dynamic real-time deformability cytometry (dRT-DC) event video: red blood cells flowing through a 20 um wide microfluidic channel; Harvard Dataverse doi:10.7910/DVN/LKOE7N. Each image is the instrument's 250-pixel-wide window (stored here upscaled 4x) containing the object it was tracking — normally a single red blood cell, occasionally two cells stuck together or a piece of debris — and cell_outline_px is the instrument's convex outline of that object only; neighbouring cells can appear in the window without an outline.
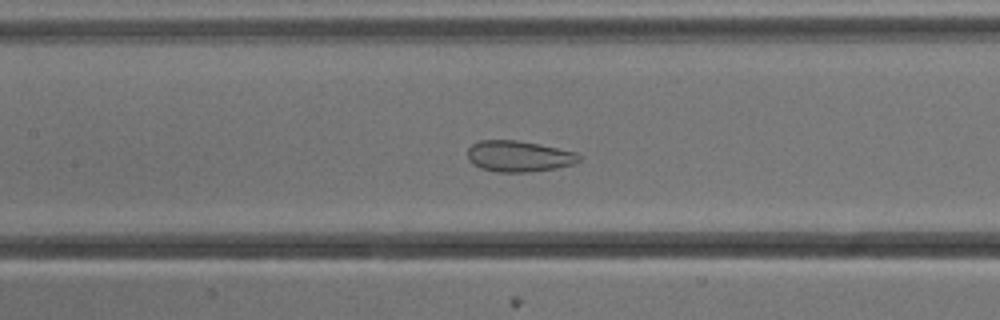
{"species": "common noctule bat (a hibernating species)", "species_latin": "Nyctalus noctula", "temperature_condition": "cold", "stored_images_in_passage": 53, "camera_frame_rate_fps": 3000, "um_per_image_px": 0.085, "animal": {"sex": "male", "body_mass_g": 13.3}, "frame": {"image": 1, "passage_image": 24, "time_ms": 7.667, "image_size_px": [1000, 320], "cell_outline_px": [[580, 160], [572, 164], [556, 168], [528, 172], [496, 172], [480, 168], [472, 164], [468, 160], [468, 148], [472, 144], [480, 140], [516, 140], [576, 152], [580, 156]], "centroid_in_image_um": [44.05, 13.29], "position_along_channel_um": 163.4, "area_um2": 20.06}}
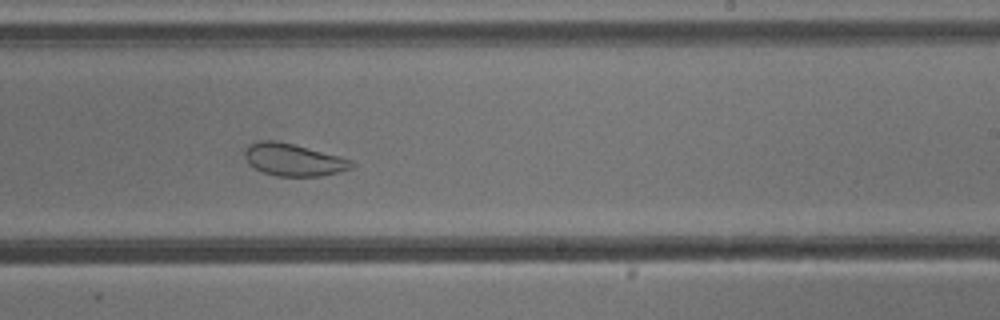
{"frame": {"image": 2, "passage_image": 32, "time_ms": 10.333, "image_size_px": [1000, 320], "cell_outline_px": [[356, 164], [352, 168], [324, 176], [276, 176], [264, 172], [248, 164], [244, 156], [244, 152], [252, 144], [260, 140], [276, 140], [340, 156], [352, 160]], "centroid_in_image_um": [24.97, 13.59], "position_along_channel_um": 264.0, "area_um2": 20.0}}
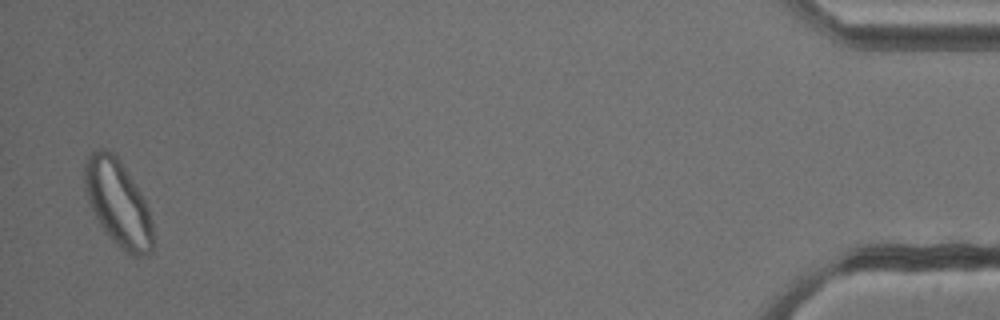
{"frame": {"image": 3, "passage_image": 52, "time_ms": 17.0, "image_size_px": [1000, 320], "cell_outline_px": [[152, 252], [144, 256], [132, 256], [120, 248], [104, 232], [88, 200], [84, 188], [84, 160], [96, 148], [104, 148], [112, 152], [120, 160], [140, 192], [148, 208], [152, 220]], "centroid_in_image_um": [10.01, 17.25], "position_along_channel_um": 425.2, "area_um2": 34.28}, "authors_computed_cell_mechanics": {"area_um2": 29.0156, "velocity_mm_per_s": 3.8022, "shape_relaxation_time_tau1_ms": null, "shape_relaxation_time_tau2_ms": 1.0484, "deformation_change_tau1": null, "deformation_change_tau2": 0.0717}}